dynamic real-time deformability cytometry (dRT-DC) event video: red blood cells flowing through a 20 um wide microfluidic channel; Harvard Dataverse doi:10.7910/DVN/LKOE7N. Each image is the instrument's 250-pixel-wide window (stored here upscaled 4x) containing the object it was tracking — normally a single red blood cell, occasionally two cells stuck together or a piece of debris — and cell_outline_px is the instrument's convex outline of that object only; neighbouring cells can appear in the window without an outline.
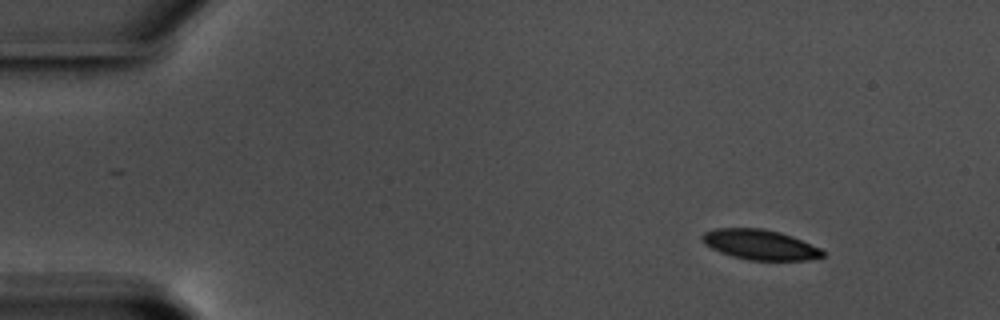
{"species": "common noctule bat (a hibernating species)", "species_latin": "Nyctalus noctula", "temperature_condition": "warm", "stored_images_in_passage": 52, "camera_frame_rate_fps": 3000, "um_per_image_px": 0.085, "animal": {"sex": "male", "body_mass_g": 17.5, "forearm_length_mm": 52.3}, "frame": {"image": 1, "passage_image": 1, "time_ms": 0.0, "image_size_px": [1000, 320], "cell_outline_px": [[824, 256], [804, 260], [748, 260], [732, 256], [720, 252], [704, 244], [700, 236], [704, 232], [716, 228], [764, 228], [780, 232], [792, 236], [820, 248], [824, 252]], "centroid_in_image_um": [64.57, 20.78], "position_along_channel_um": 20.4, "area_um2": 21.1}}
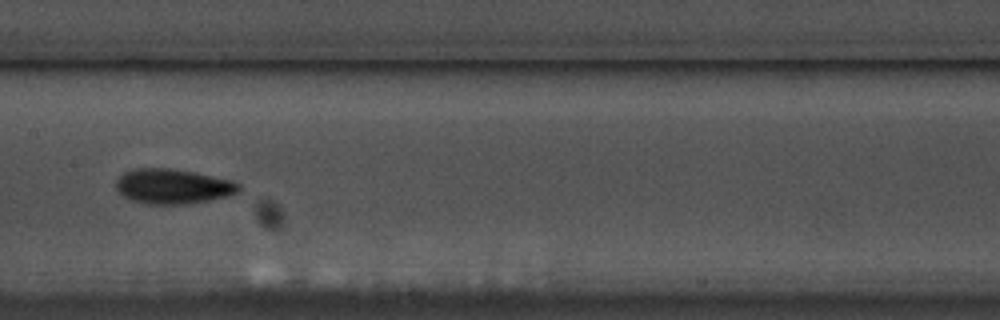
{"frame": {"image": 2, "passage_image": 24, "time_ms": 7.667, "image_size_px": [1000, 320], "cell_outline_px": [[240, 192], [228, 196], [208, 200], [184, 204], [148, 204], [132, 200], [124, 196], [116, 188], [116, 180], [124, 172], [132, 168], [172, 168], [196, 172], [232, 180], [240, 184]], "centroid_in_image_um": [14.71, 15.82], "position_along_channel_um": 192.7, "area_um2": 25.09}}
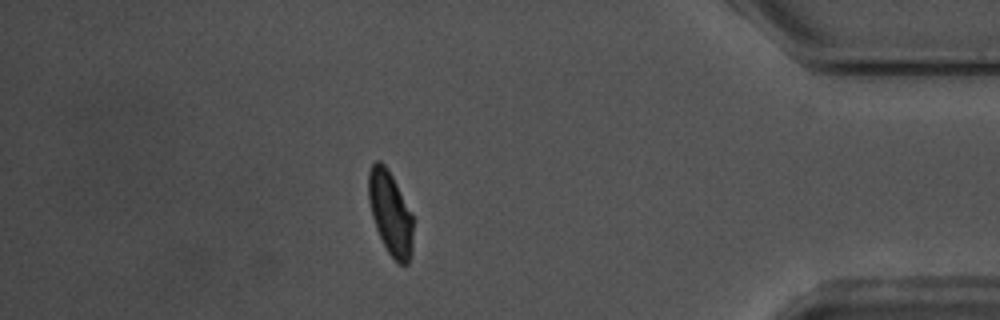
{"frame": {"image": 3, "passage_image": 45, "time_ms": 14.667, "image_size_px": [1000, 320], "cell_outline_px": [[412, 256], [408, 264], [396, 264], [388, 252], [376, 228], [372, 216], [368, 200], [368, 172], [372, 164], [376, 160], [380, 160], [388, 168], [412, 216]], "centroid_in_image_um": [33.16, 18.13], "position_along_channel_um": 402.0, "area_um2": 21.62}, "authors_computed_cell_mechanics": {"area_um2": 22.831, "velocity_mm_per_s": 3.5349, "shape_relaxation_time_tau1_ms": 4.0768, "shape_relaxation_time_tau2_ms": 4.2617, "deformation_change_tau1": 0.1337, "deformation_change_tau2": 0.094}}